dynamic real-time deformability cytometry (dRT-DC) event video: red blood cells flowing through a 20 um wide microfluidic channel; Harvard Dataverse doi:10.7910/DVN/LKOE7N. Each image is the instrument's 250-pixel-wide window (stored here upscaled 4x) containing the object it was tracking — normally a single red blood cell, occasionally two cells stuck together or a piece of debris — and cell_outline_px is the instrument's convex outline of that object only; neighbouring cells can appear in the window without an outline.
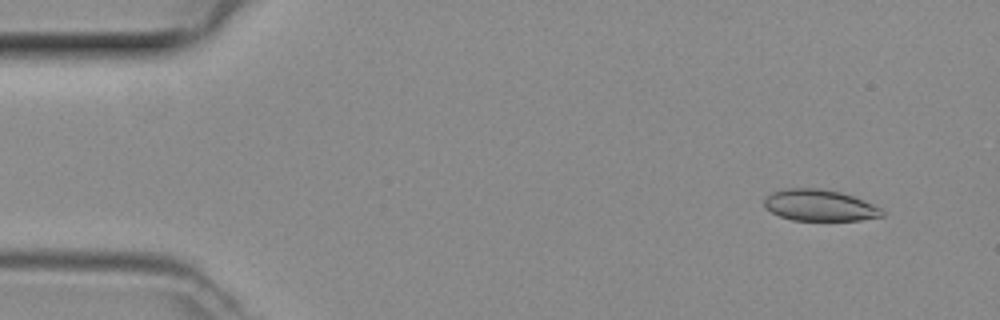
{"species": "common noctule bat (a hibernating species)", "species_latin": "Nyctalus noctula", "temperature_condition": "room temperature", "stored_images_in_passage": 14, "camera_frame_rate_fps": 3000, "um_per_image_px": 0.085, "animal": {"sex": "female", "body_mass_g": 29.2, "forearm_length_mm": 56.3}, "frame": {"image": 1, "passage_image": 3, "time_ms": 0.667, "image_size_px": [1000, 320], "cell_outline_px": [[884, 216], [860, 220], [792, 220], [780, 216], [764, 208], [764, 196], [772, 192], [788, 188], [820, 188], [840, 192], [864, 200], [880, 208], [884, 212]], "centroid_in_image_um": [69.64, 17.45], "position_along_channel_um": 15.4, "area_um2": 21.56}}
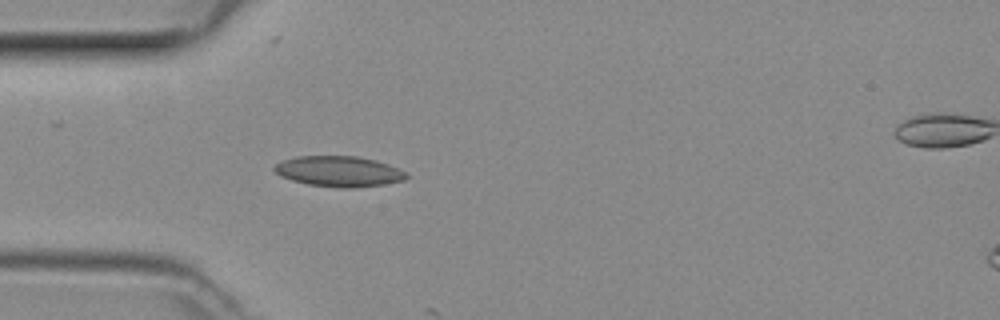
{"frame": {"image": 2, "passage_image": 13, "time_ms": 4.0, "image_size_px": [1000, 320], "cell_outline_px": [[408, 176], [404, 180], [384, 184], [352, 188], [344, 188], [308, 184], [292, 180], [280, 176], [272, 168], [276, 164], [284, 160], [296, 156], [356, 156], [376, 160], [388, 164], [404, 172]], "centroid_in_image_um": [28.78, 14.56], "position_along_channel_um": 56.2, "area_um2": 23.29}}